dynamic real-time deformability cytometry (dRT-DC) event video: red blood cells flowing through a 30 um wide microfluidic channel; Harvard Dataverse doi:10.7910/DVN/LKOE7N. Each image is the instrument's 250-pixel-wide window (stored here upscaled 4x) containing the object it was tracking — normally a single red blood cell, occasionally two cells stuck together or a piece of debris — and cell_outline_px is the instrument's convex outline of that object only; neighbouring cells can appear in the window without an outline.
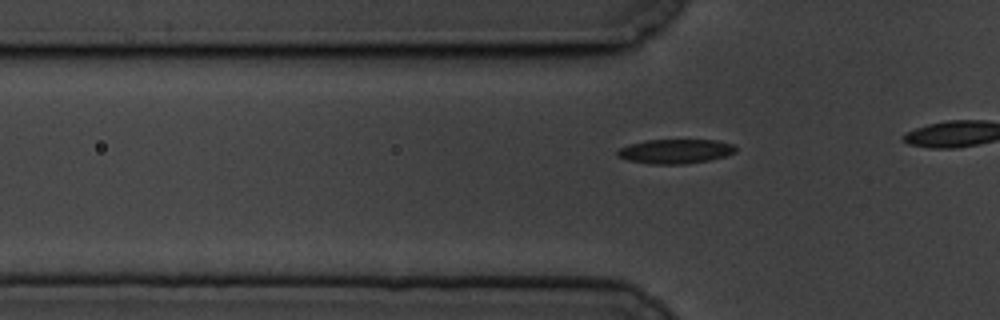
{"species": "common noctule bat (a hibernating species)", "species_latin": "Nyctalus noctula", "temperature_condition": "cold", "stored_images_in_passage": 16, "camera_frame_rate_fps": 3000, "um_per_image_px": 0.085, "animal": {"sex": "male", "body_mass_g": 19.5, "forearm_length_mm": 54.6}, "frame": {"image": 1, "passage_image": 10, "time_ms": 3.0, "image_size_px": [1000, 320], "cell_outline_px": [[736, 152], [724, 156], [708, 160], [684, 164], [648, 164], [628, 160], [616, 156], [616, 152], [620, 148], [628, 144], [648, 140], [716, 140], [732, 144], [736, 148]], "centroid_in_image_um": [57.37, 12.86], "position_along_channel_um": 68.4, "area_um2": 16.76}}
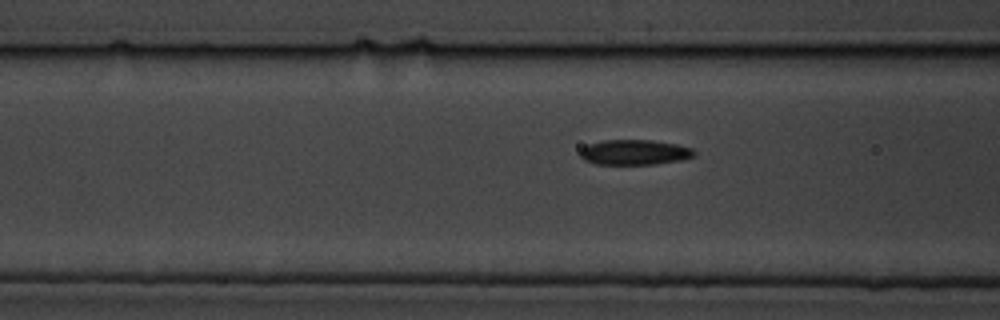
{"frame": {"image": 2, "passage_image": 14, "time_ms": 4.333, "image_size_px": [1000, 320], "cell_outline_px": [[696, 152], [692, 156], [680, 160], [656, 164], [596, 164], [584, 160], [580, 156], [580, 148], [588, 144], [604, 140], [652, 140], [676, 144], [692, 148]], "centroid_in_image_um": [53.9, 12.94], "position_along_channel_um": 112.7, "area_um2": 16.7}}